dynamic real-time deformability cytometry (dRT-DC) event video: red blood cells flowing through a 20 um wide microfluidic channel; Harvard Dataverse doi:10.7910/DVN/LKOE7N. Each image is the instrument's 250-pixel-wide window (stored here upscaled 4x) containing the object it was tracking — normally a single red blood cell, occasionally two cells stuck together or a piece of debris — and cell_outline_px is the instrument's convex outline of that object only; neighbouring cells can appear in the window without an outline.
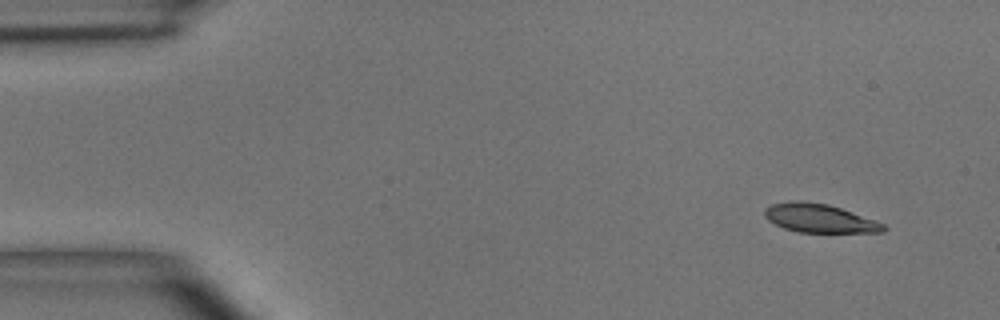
{"species": "common noctule bat (a hibernating species)", "species_latin": "Nyctalus noctula", "temperature_condition": "room temperature", "stored_images_in_passage": 6, "camera_frame_rate_fps": 3000, "um_per_image_px": 0.085, "animal": {"sex": "male", "body_mass_g": 15.6}, "frame": {"image": 1, "passage_image": 1, "time_ms": 0.0, "image_size_px": [1000, 320], "cell_outline_px": [[888, 228], [884, 232], [800, 232], [784, 228], [768, 220], [764, 216], [764, 208], [772, 204], [792, 200], [800, 200], [828, 204], [876, 220], [884, 224]], "centroid_in_image_um": [69.65, 18.54], "position_along_channel_um": 15.4, "area_um2": 19.83}}
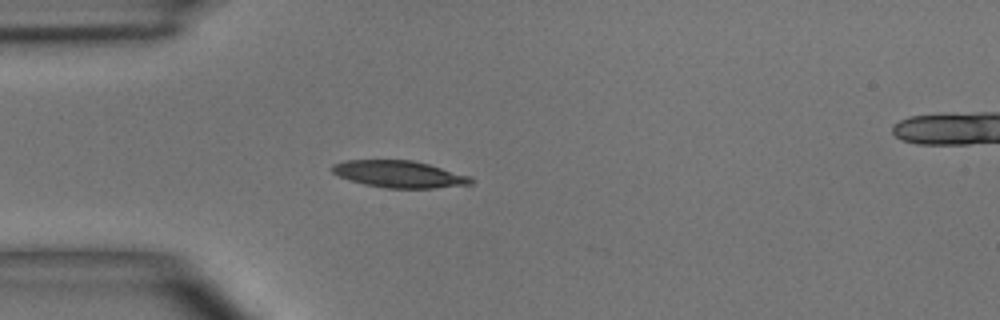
{"frame": {"image": 2, "passage_image": 4, "time_ms": 3.333, "image_size_px": [1000, 320], "cell_outline_px": [[476, 180], [472, 184], [436, 188], [384, 188], [364, 184], [348, 180], [332, 172], [332, 164], [344, 160], [412, 160], [428, 164], [472, 176]], "centroid_in_image_um": [33.96, 14.81], "position_along_channel_um": 51.0, "area_um2": 21.96}}